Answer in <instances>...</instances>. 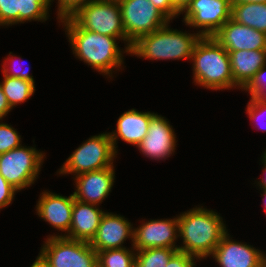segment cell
I'll use <instances>...</instances> for the list:
<instances>
[{"label":"cell","mask_w":266,"mask_h":267,"mask_svg":"<svg viewBox=\"0 0 266 267\" xmlns=\"http://www.w3.org/2000/svg\"><path fill=\"white\" fill-rule=\"evenodd\" d=\"M60 21L76 58L109 77L112 76L113 69H121L120 66L124 63L123 53L128 54L130 50L120 49L117 45L118 38L82 29L71 17Z\"/></svg>","instance_id":"6da1fadb"},{"label":"cell","mask_w":266,"mask_h":267,"mask_svg":"<svg viewBox=\"0 0 266 267\" xmlns=\"http://www.w3.org/2000/svg\"><path fill=\"white\" fill-rule=\"evenodd\" d=\"M179 236L183 245L180 252L206 259L212 255L223 236L228 232L223 218L213 210L195 207L178 216Z\"/></svg>","instance_id":"7a4b0ae2"},{"label":"cell","mask_w":266,"mask_h":267,"mask_svg":"<svg viewBox=\"0 0 266 267\" xmlns=\"http://www.w3.org/2000/svg\"><path fill=\"white\" fill-rule=\"evenodd\" d=\"M195 84L211 90L236 88L230 56L213 37H201L191 55Z\"/></svg>","instance_id":"3957f363"},{"label":"cell","mask_w":266,"mask_h":267,"mask_svg":"<svg viewBox=\"0 0 266 267\" xmlns=\"http://www.w3.org/2000/svg\"><path fill=\"white\" fill-rule=\"evenodd\" d=\"M201 35L170 29L169 25L139 37L131 46L133 56L150 60L190 59Z\"/></svg>","instance_id":"277c9868"},{"label":"cell","mask_w":266,"mask_h":267,"mask_svg":"<svg viewBox=\"0 0 266 267\" xmlns=\"http://www.w3.org/2000/svg\"><path fill=\"white\" fill-rule=\"evenodd\" d=\"M109 133L91 136L61 166L58 173L75 176L113 166L116 157Z\"/></svg>","instance_id":"5b68a950"},{"label":"cell","mask_w":266,"mask_h":267,"mask_svg":"<svg viewBox=\"0 0 266 267\" xmlns=\"http://www.w3.org/2000/svg\"><path fill=\"white\" fill-rule=\"evenodd\" d=\"M71 18L82 29L116 37L119 41H125V48L131 49L132 44L126 39L123 28L119 4L92 0L80 7Z\"/></svg>","instance_id":"8992f818"},{"label":"cell","mask_w":266,"mask_h":267,"mask_svg":"<svg viewBox=\"0 0 266 267\" xmlns=\"http://www.w3.org/2000/svg\"><path fill=\"white\" fill-rule=\"evenodd\" d=\"M44 154L22 145L0 154V174L18 191L30 187L39 175Z\"/></svg>","instance_id":"52a82bcc"},{"label":"cell","mask_w":266,"mask_h":267,"mask_svg":"<svg viewBox=\"0 0 266 267\" xmlns=\"http://www.w3.org/2000/svg\"><path fill=\"white\" fill-rule=\"evenodd\" d=\"M126 39L133 44L170 23V20L149 0H124L120 4Z\"/></svg>","instance_id":"ba28073f"},{"label":"cell","mask_w":266,"mask_h":267,"mask_svg":"<svg viewBox=\"0 0 266 267\" xmlns=\"http://www.w3.org/2000/svg\"><path fill=\"white\" fill-rule=\"evenodd\" d=\"M40 250L51 267H98L97 252L86 241L48 237Z\"/></svg>","instance_id":"9c48e42d"},{"label":"cell","mask_w":266,"mask_h":267,"mask_svg":"<svg viewBox=\"0 0 266 267\" xmlns=\"http://www.w3.org/2000/svg\"><path fill=\"white\" fill-rule=\"evenodd\" d=\"M231 0H192L181 12L185 25L199 29L201 37H212L231 18Z\"/></svg>","instance_id":"30bf717a"},{"label":"cell","mask_w":266,"mask_h":267,"mask_svg":"<svg viewBox=\"0 0 266 267\" xmlns=\"http://www.w3.org/2000/svg\"><path fill=\"white\" fill-rule=\"evenodd\" d=\"M178 237V216L173 219H151L134 228L133 248L136 251L156 247L178 249Z\"/></svg>","instance_id":"8fae6325"},{"label":"cell","mask_w":266,"mask_h":267,"mask_svg":"<svg viewBox=\"0 0 266 267\" xmlns=\"http://www.w3.org/2000/svg\"><path fill=\"white\" fill-rule=\"evenodd\" d=\"M176 134L169 121L155 113L149 122L147 135L137 146L147 158L165 160L175 152Z\"/></svg>","instance_id":"7c38bea8"},{"label":"cell","mask_w":266,"mask_h":267,"mask_svg":"<svg viewBox=\"0 0 266 267\" xmlns=\"http://www.w3.org/2000/svg\"><path fill=\"white\" fill-rule=\"evenodd\" d=\"M228 232L212 253L221 267H266V254L251 245L233 241Z\"/></svg>","instance_id":"4fadbf2b"},{"label":"cell","mask_w":266,"mask_h":267,"mask_svg":"<svg viewBox=\"0 0 266 267\" xmlns=\"http://www.w3.org/2000/svg\"><path fill=\"white\" fill-rule=\"evenodd\" d=\"M74 195L62 196L50 191L40 194L36 205L37 215L48 222L53 228L65 232L61 235H49L48 237H66L72 221Z\"/></svg>","instance_id":"5bb4252c"},{"label":"cell","mask_w":266,"mask_h":267,"mask_svg":"<svg viewBox=\"0 0 266 267\" xmlns=\"http://www.w3.org/2000/svg\"><path fill=\"white\" fill-rule=\"evenodd\" d=\"M76 189L74 198L78 201L99 205L111 192L115 180L114 165L74 177Z\"/></svg>","instance_id":"9a60e30c"},{"label":"cell","mask_w":266,"mask_h":267,"mask_svg":"<svg viewBox=\"0 0 266 267\" xmlns=\"http://www.w3.org/2000/svg\"><path fill=\"white\" fill-rule=\"evenodd\" d=\"M134 228L124 216L105 212L95 236L89 242L96 251L124 248L127 238L132 240L133 246Z\"/></svg>","instance_id":"2e32d148"},{"label":"cell","mask_w":266,"mask_h":267,"mask_svg":"<svg viewBox=\"0 0 266 267\" xmlns=\"http://www.w3.org/2000/svg\"><path fill=\"white\" fill-rule=\"evenodd\" d=\"M212 37L227 51L266 49L265 33L231 18Z\"/></svg>","instance_id":"e0dca14e"},{"label":"cell","mask_w":266,"mask_h":267,"mask_svg":"<svg viewBox=\"0 0 266 267\" xmlns=\"http://www.w3.org/2000/svg\"><path fill=\"white\" fill-rule=\"evenodd\" d=\"M154 112H139L136 109H130L124 112L117 120L116 130L109 133L112 140L114 151L117 152V140L138 146L147 135L150 118Z\"/></svg>","instance_id":"ac0fdd59"},{"label":"cell","mask_w":266,"mask_h":267,"mask_svg":"<svg viewBox=\"0 0 266 267\" xmlns=\"http://www.w3.org/2000/svg\"><path fill=\"white\" fill-rule=\"evenodd\" d=\"M104 213L99 206L74 198L72 221L66 238L90 242L98 230Z\"/></svg>","instance_id":"d6986e66"},{"label":"cell","mask_w":266,"mask_h":267,"mask_svg":"<svg viewBox=\"0 0 266 267\" xmlns=\"http://www.w3.org/2000/svg\"><path fill=\"white\" fill-rule=\"evenodd\" d=\"M227 52L230 56L232 77L238 89H243L266 64V49Z\"/></svg>","instance_id":"ffe728a7"},{"label":"cell","mask_w":266,"mask_h":267,"mask_svg":"<svg viewBox=\"0 0 266 267\" xmlns=\"http://www.w3.org/2000/svg\"><path fill=\"white\" fill-rule=\"evenodd\" d=\"M231 19L266 34V3H232Z\"/></svg>","instance_id":"44dd1931"},{"label":"cell","mask_w":266,"mask_h":267,"mask_svg":"<svg viewBox=\"0 0 266 267\" xmlns=\"http://www.w3.org/2000/svg\"><path fill=\"white\" fill-rule=\"evenodd\" d=\"M3 92L11 108L24 103L35 92V84L18 77H9L3 75V81L0 82Z\"/></svg>","instance_id":"7402d4cb"},{"label":"cell","mask_w":266,"mask_h":267,"mask_svg":"<svg viewBox=\"0 0 266 267\" xmlns=\"http://www.w3.org/2000/svg\"><path fill=\"white\" fill-rule=\"evenodd\" d=\"M135 251L133 247L131 250L124 247L99 251L97 265L98 267H135Z\"/></svg>","instance_id":"603a6c76"},{"label":"cell","mask_w":266,"mask_h":267,"mask_svg":"<svg viewBox=\"0 0 266 267\" xmlns=\"http://www.w3.org/2000/svg\"><path fill=\"white\" fill-rule=\"evenodd\" d=\"M178 251V249L163 247L136 251L135 267H166Z\"/></svg>","instance_id":"cb8c5ba5"},{"label":"cell","mask_w":266,"mask_h":267,"mask_svg":"<svg viewBox=\"0 0 266 267\" xmlns=\"http://www.w3.org/2000/svg\"><path fill=\"white\" fill-rule=\"evenodd\" d=\"M51 2H35V0H19V23L26 21H46L49 19Z\"/></svg>","instance_id":"d4e9b609"},{"label":"cell","mask_w":266,"mask_h":267,"mask_svg":"<svg viewBox=\"0 0 266 267\" xmlns=\"http://www.w3.org/2000/svg\"><path fill=\"white\" fill-rule=\"evenodd\" d=\"M21 136L16 129L7 123H0V154H4L14 148L20 147Z\"/></svg>","instance_id":"484cf974"},{"label":"cell","mask_w":266,"mask_h":267,"mask_svg":"<svg viewBox=\"0 0 266 267\" xmlns=\"http://www.w3.org/2000/svg\"><path fill=\"white\" fill-rule=\"evenodd\" d=\"M248 91L250 97L266 102V64L261 67L251 81L242 89Z\"/></svg>","instance_id":"4316f807"},{"label":"cell","mask_w":266,"mask_h":267,"mask_svg":"<svg viewBox=\"0 0 266 267\" xmlns=\"http://www.w3.org/2000/svg\"><path fill=\"white\" fill-rule=\"evenodd\" d=\"M19 23V0H0V26Z\"/></svg>","instance_id":"83f0119b"},{"label":"cell","mask_w":266,"mask_h":267,"mask_svg":"<svg viewBox=\"0 0 266 267\" xmlns=\"http://www.w3.org/2000/svg\"><path fill=\"white\" fill-rule=\"evenodd\" d=\"M12 54L11 52H9L8 54V58H5V60L3 61V65H2V73L5 76H9V77H18L20 79L23 80H27L32 82L33 84L35 83L33 76H31L29 74V69L24 70V69H18L17 67V62H15L16 57L15 55H10ZM12 56V57H11ZM15 57V58H14ZM6 61V62H5ZM13 64H12V63ZM15 62V63H14ZM12 64V66H11ZM10 65V66H9ZM14 65V66H13ZM17 66V67H16ZM13 67V68H12Z\"/></svg>","instance_id":"f1b7e54d"},{"label":"cell","mask_w":266,"mask_h":267,"mask_svg":"<svg viewBox=\"0 0 266 267\" xmlns=\"http://www.w3.org/2000/svg\"><path fill=\"white\" fill-rule=\"evenodd\" d=\"M246 112L252 122L255 121L256 125L258 123V128H261L263 126L261 130L263 132L266 131V127H264L266 120L263 122L264 124L262 123V126L259 125L260 117L262 118L261 120H263L264 114H266V102L261 101L256 97H250V101L247 103Z\"/></svg>","instance_id":"f546056e"},{"label":"cell","mask_w":266,"mask_h":267,"mask_svg":"<svg viewBox=\"0 0 266 267\" xmlns=\"http://www.w3.org/2000/svg\"><path fill=\"white\" fill-rule=\"evenodd\" d=\"M90 1L92 0H58V22L60 23V20L71 17L80 7L87 5Z\"/></svg>","instance_id":"4dcf8cb0"},{"label":"cell","mask_w":266,"mask_h":267,"mask_svg":"<svg viewBox=\"0 0 266 267\" xmlns=\"http://www.w3.org/2000/svg\"><path fill=\"white\" fill-rule=\"evenodd\" d=\"M16 192L19 191L10 185L0 174V209H3L11 204Z\"/></svg>","instance_id":"1f68e13d"},{"label":"cell","mask_w":266,"mask_h":267,"mask_svg":"<svg viewBox=\"0 0 266 267\" xmlns=\"http://www.w3.org/2000/svg\"><path fill=\"white\" fill-rule=\"evenodd\" d=\"M196 257L184 252L178 251L167 263L166 267H195Z\"/></svg>","instance_id":"d6a6232c"},{"label":"cell","mask_w":266,"mask_h":267,"mask_svg":"<svg viewBox=\"0 0 266 267\" xmlns=\"http://www.w3.org/2000/svg\"><path fill=\"white\" fill-rule=\"evenodd\" d=\"M158 10H160L169 20L181 14L175 7L173 0H149Z\"/></svg>","instance_id":"836d02e7"},{"label":"cell","mask_w":266,"mask_h":267,"mask_svg":"<svg viewBox=\"0 0 266 267\" xmlns=\"http://www.w3.org/2000/svg\"><path fill=\"white\" fill-rule=\"evenodd\" d=\"M12 108L9 105L7 98L3 92V89L0 85V121L6 117V115L11 111Z\"/></svg>","instance_id":"e575fe53"},{"label":"cell","mask_w":266,"mask_h":267,"mask_svg":"<svg viewBox=\"0 0 266 267\" xmlns=\"http://www.w3.org/2000/svg\"><path fill=\"white\" fill-rule=\"evenodd\" d=\"M30 267H51L49 262L45 259V257L39 253L36 260Z\"/></svg>","instance_id":"d590c367"},{"label":"cell","mask_w":266,"mask_h":267,"mask_svg":"<svg viewBox=\"0 0 266 267\" xmlns=\"http://www.w3.org/2000/svg\"><path fill=\"white\" fill-rule=\"evenodd\" d=\"M262 157V164H263V167H264V170H263V173L265 172L266 174V149H265V152L263 153V155L261 156ZM257 186H259L261 189L263 188H266V177L264 176L262 179H260L259 182H257Z\"/></svg>","instance_id":"8d00e7d4"},{"label":"cell","mask_w":266,"mask_h":267,"mask_svg":"<svg viewBox=\"0 0 266 267\" xmlns=\"http://www.w3.org/2000/svg\"><path fill=\"white\" fill-rule=\"evenodd\" d=\"M192 0H173L175 7L182 12Z\"/></svg>","instance_id":"74e56055"},{"label":"cell","mask_w":266,"mask_h":267,"mask_svg":"<svg viewBox=\"0 0 266 267\" xmlns=\"http://www.w3.org/2000/svg\"><path fill=\"white\" fill-rule=\"evenodd\" d=\"M266 3V0H231V3Z\"/></svg>","instance_id":"f35d334b"},{"label":"cell","mask_w":266,"mask_h":267,"mask_svg":"<svg viewBox=\"0 0 266 267\" xmlns=\"http://www.w3.org/2000/svg\"><path fill=\"white\" fill-rule=\"evenodd\" d=\"M263 191V194H261V196L263 197V201H264V210L266 211V188L261 189Z\"/></svg>","instance_id":"ab89813d"},{"label":"cell","mask_w":266,"mask_h":267,"mask_svg":"<svg viewBox=\"0 0 266 267\" xmlns=\"http://www.w3.org/2000/svg\"><path fill=\"white\" fill-rule=\"evenodd\" d=\"M99 1H106V2H110V3L120 4L124 0H99Z\"/></svg>","instance_id":"60d3db41"},{"label":"cell","mask_w":266,"mask_h":267,"mask_svg":"<svg viewBox=\"0 0 266 267\" xmlns=\"http://www.w3.org/2000/svg\"><path fill=\"white\" fill-rule=\"evenodd\" d=\"M35 2H52L51 0H35Z\"/></svg>","instance_id":"b9f144b4"}]
</instances>
